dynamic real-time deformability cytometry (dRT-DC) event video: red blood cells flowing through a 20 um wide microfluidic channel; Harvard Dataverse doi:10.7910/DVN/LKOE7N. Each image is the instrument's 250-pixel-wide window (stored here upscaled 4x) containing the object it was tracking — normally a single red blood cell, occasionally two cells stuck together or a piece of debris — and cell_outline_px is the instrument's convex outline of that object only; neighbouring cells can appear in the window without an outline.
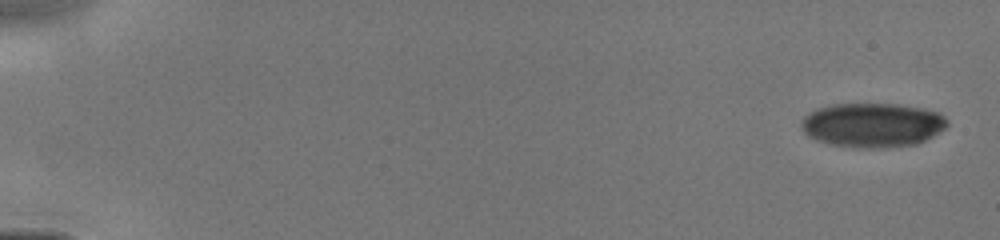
{"species": "human", "species_latin": "Homo sapiens", "temperature_condition": "cold", "stored_images_in_passage": 8, "camera_frame_rate_fps": 3000, "um_per_image_px": 0.085, "donor": {"sex": "male"}, "frame": {"image": 1, "passage_image": 1, "time_ms": 0.0, "image_size_px": [1000, 240], "cell_outline_px": [[948, 124], [944, 128], [932, 136], [916, 144], [884, 148], [856, 148], [832, 144], [816, 140], [808, 136], [800, 128], [800, 120], [808, 112], [816, 108], [832, 104], [900, 104], [924, 108], [936, 112], [944, 116], [948, 120]], "centroid_in_image_um": [74.12, 10.62], "position_along_channel_um": 10.9, "area_um2": 37.97}}
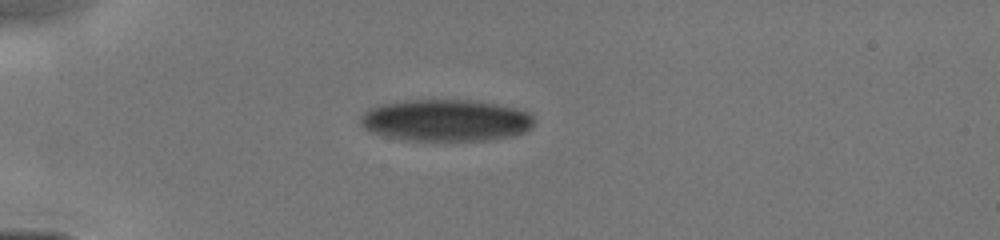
{"frame": {"image": 2, "passage_image": 6, "time_ms": 4.0, "image_size_px": [1000, 240], "cell_outline_px": [[536, 120], [524, 132], [516, 136], [488, 140], [404, 140], [368, 132], [360, 124], [360, 116], [368, 108], [376, 104], [404, 100], [472, 100], [496, 104], [516, 108], [532, 112]], "centroid_in_image_um": [37.88, 10.22], "position_along_channel_um": 47.1, "area_um2": 42.89}}